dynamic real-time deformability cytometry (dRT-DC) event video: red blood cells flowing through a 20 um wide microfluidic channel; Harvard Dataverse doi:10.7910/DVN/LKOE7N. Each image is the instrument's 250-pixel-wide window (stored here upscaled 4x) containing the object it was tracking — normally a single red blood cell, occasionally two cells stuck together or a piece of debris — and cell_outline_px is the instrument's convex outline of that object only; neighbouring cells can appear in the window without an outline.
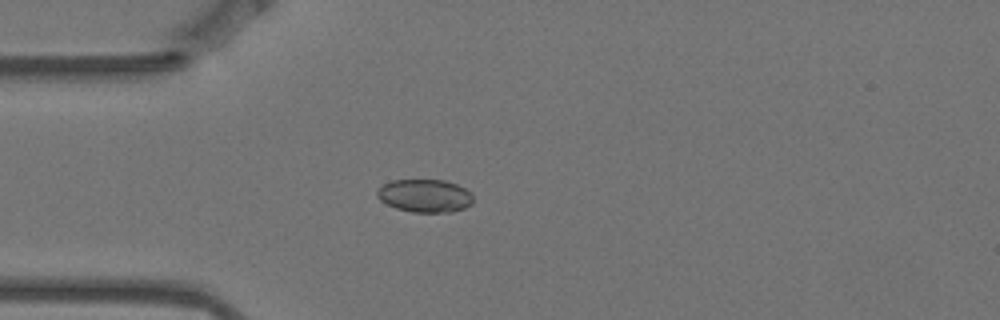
{"species": "Egyptian fruit bat (a non-hibernating species)", "species_latin": "Rousettus aegyptiacus", "temperature_condition": "warm", "stored_images_in_passage": 4, "camera_frame_rate_fps": 3000, "um_per_image_px": 0.085, "animal": {"sex": "female"}, "frame": {"image": 1, "passage_image": 3, "time_ms": 0.667, "image_size_px": [1000, 320], "cell_outline_px": [[472, 204], [464, 208], [452, 212], [412, 212], [396, 208], [380, 200], [376, 196], [376, 192], [384, 184], [392, 180], [444, 180], [456, 184], [472, 192]], "centroid_in_image_um": [36.13, 16.64], "position_along_channel_um": 48.9, "area_um2": 18.44}}